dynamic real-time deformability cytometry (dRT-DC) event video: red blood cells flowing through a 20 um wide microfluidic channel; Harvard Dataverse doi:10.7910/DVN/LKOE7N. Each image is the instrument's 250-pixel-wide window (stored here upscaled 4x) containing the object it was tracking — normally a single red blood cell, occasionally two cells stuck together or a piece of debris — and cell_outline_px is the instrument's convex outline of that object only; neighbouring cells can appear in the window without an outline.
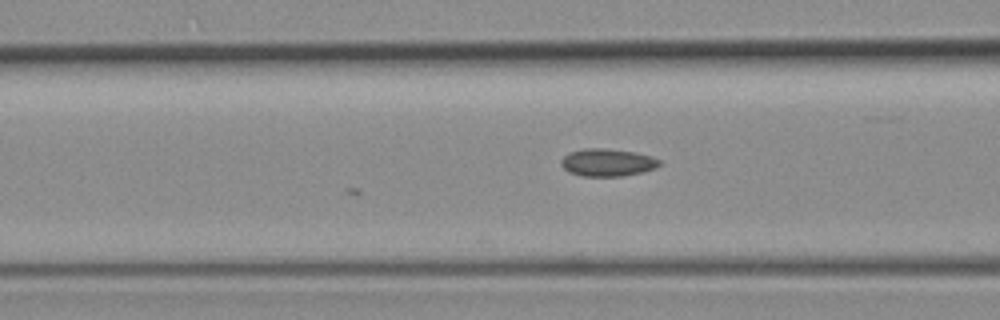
{"species": "common noctule bat (a hibernating species)", "species_latin": "Nyctalus noctula", "temperature_condition": "room temperature", "stored_images_in_passage": 7, "camera_frame_rate_fps": 3000, "um_per_image_px": 0.085, "animal": {"sex": "female", "body_mass_g": 19.3, "forearm_length_mm": 54.1}, "frame": {"image": 1, "passage_image": 3, "time_ms": 0.667, "image_size_px": [1000, 320], "cell_outline_px": [[660, 164], [656, 168], [644, 172], [624, 176], [580, 176], [568, 172], [560, 164], [560, 160], [564, 156], [572, 152], [584, 148], [600, 148], [632, 152], [648, 156], [660, 160]], "centroid_in_image_um": [51.6, 13.83], "position_along_channel_um": 115.0, "area_um2": 15.66}}
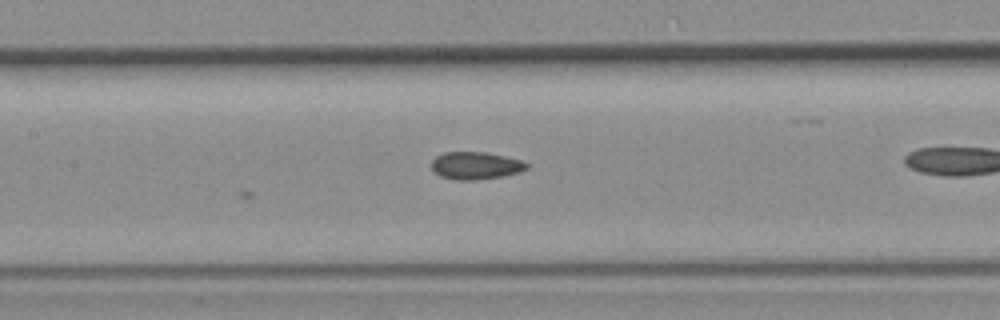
{"frame": {"image": 2, "passage_image": 7, "time_ms": 2.0, "image_size_px": [1000, 320], "cell_outline_px": [[528, 168], [520, 172], [504, 176], [476, 180], [456, 180], [440, 176], [432, 168], [432, 160], [436, 156], [444, 152], [484, 152], [504, 156], [520, 160], [528, 164]], "centroid_in_image_um": [40.43, 14.08], "position_along_channel_um": 167.0, "area_um2": 15.2}}